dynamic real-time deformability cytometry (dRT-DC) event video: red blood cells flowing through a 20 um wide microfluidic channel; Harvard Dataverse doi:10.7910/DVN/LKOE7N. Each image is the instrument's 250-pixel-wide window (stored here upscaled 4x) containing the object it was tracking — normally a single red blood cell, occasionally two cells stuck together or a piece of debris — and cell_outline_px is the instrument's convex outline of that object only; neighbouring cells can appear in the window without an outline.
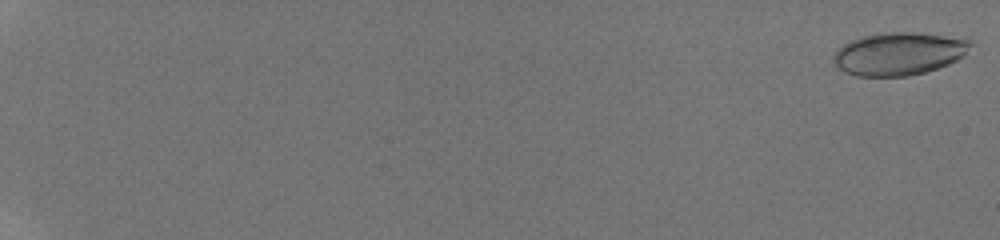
{"species": "human", "species_latin": "Homo sapiens", "temperature_condition": "room temperature", "stored_images_in_passage": 6, "camera_frame_rate_fps": 3000, "um_per_image_px": 0.085, "donor": {"sex": "male"}, "frame": {"image": 1, "passage_image": 1, "time_ms": 0.0, "image_size_px": [1000, 240], "cell_outline_px": [[972, 44], [964, 56], [948, 64], [924, 72], [908, 76], [856, 76], [844, 72], [836, 68], [832, 60], [832, 56], [844, 44], [852, 40], [864, 36], [888, 32], [912, 32], [944, 36], [972, 40]], "centroid_in_image_um": [76.37, 4.58], "position_along_channel_um": 8.6, "area_um2": 33.99}}